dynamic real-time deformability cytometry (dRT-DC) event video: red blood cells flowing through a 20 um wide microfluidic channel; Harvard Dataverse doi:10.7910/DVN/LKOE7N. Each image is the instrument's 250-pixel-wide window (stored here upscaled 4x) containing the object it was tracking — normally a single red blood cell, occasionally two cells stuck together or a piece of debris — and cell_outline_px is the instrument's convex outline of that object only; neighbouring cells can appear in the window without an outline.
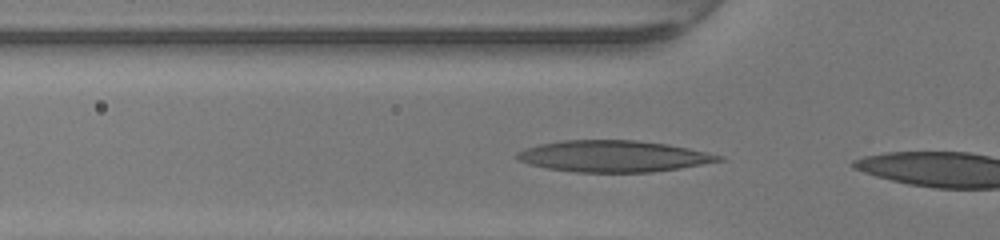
{"species": "human", "species_latin": "Homo sapiens", "temperature_condition": "warm", "stored_images_in_passage": 4, "camera_frame_rate_fps": 3000, "um_per_image_px": 0.085, "donor": {"sex": "female"}, "frame": {"image": 1, "passage_image": 2, "time_ms": 0.333, "image_size_px": [1000, 240], "cell_outline_px": [[724, 160], [680, 168], [652, 172], [576, 172], [548, 168], [528, 164], [512, 156], [516, 152], [524, 148], [540, 144], [560, 140], [636, 140], [668, 144], [688, 148], [724, 156]], "centroid_in_image_um": [52.11, 13.27], "position_along_channel_um": 73.7, "area_um2": 36.99}}